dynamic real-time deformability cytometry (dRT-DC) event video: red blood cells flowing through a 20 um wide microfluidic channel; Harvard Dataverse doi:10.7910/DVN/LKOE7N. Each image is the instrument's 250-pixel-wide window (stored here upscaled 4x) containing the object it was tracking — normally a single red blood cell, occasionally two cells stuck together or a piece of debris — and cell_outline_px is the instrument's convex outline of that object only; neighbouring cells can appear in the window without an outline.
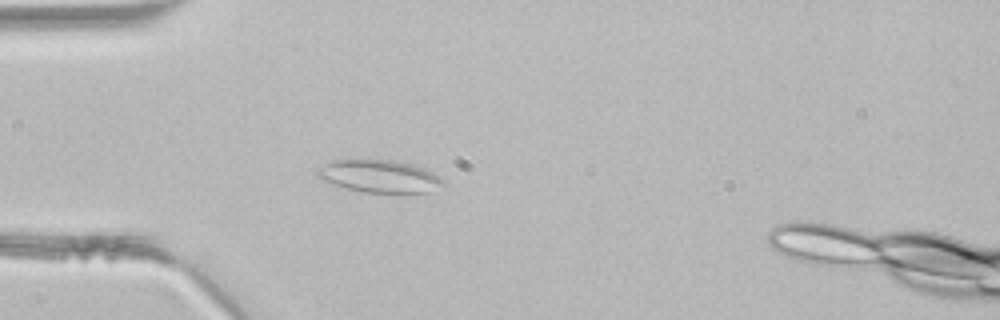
{"species": "common noctule bat (a hibernating species)", "species_latin": "Nyctalus noctula", "temperature_condition": "room temperature", "stored_images_in_passage": 2, "camera_frame_rate_fps": 3000, "um_per_image_px": 0.085, "animal": {"sex": "male", "body_mass_g": 21.5, "forearm_length_mm": 52.0}, "frame": {"image": 1, "passage_image": 2, "time_ms": 0.333, "image_size_px": [1000, 320], "cell_outline_px": [[448, 184], [432, 192], [364, 192], [348, 188], [320, 180], [316, 176], [316, 172], [320, 168], [332, 160], [396, 160], [412, 164], [424, 168], [440, 176]], "centroid_in_image_um": [32.32, 14.98], "position_along_channel_um": 52.7, "area_um2": 23.87}}